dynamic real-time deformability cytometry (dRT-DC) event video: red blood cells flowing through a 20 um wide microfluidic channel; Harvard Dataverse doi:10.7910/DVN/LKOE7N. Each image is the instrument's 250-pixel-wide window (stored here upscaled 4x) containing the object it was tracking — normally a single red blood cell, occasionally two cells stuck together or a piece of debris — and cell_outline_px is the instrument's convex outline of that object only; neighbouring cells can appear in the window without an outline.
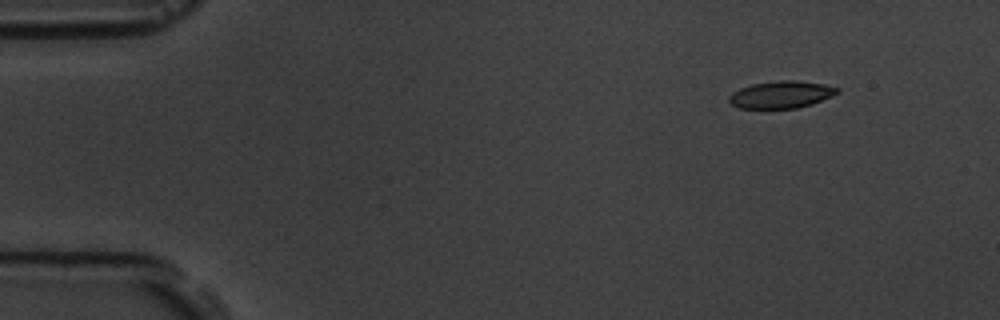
{"species": "common noctule bat (a hibernating species)", "species_latin": "Nyctalus noctula", "temperature_condition": "room temperature", "stored_images_in_passage": 5, "camera_frame_rate_fps": 3000, "um_per_image_px": 0.085, "animal": {"sex": "male", "body_mass_g": 19.5, "forearm_length_mm": 54.6}, "frame": {"image": 1, "passage_image": 1, "time_ms": 0.0, "image_size_px": [1000, 320], "cell_outline_px": [[840, 92], [832, 96], [812, 104], [796, 108], [740, 108], [732, 104], [728, 100], [728, 96], [732, 92], [740, 88], [752, 84], [780, 80], [796, 80], [824, 84], [840, 88]], "centroid_in_image_um": [66.41, 8.03], "position_along_channel_um": 18.6, "area_um2": 17.17}}
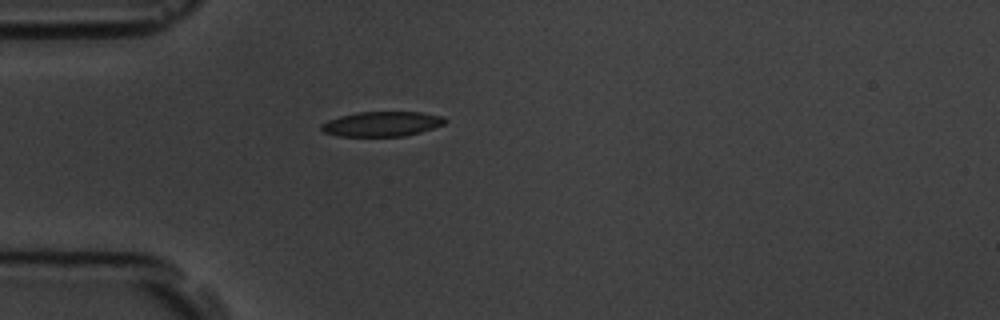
{"frame": {"image": 2, "passage_image": 4, "time_ms": 3.333, "image_size_px": [1000, 320], "cell_outline_px": [[448, 120], [444, 124], [420, 132], [404, 136], [340, 136], [324, 132], [320, 128], [320, 124], [328, 120], [340, 116], [356, 112], [420, 112], [444, 116]], "centroid_in_image_um": [32.47, 10.53], "position_along_channel_um": 52.5, "area_um2": 17.92}}